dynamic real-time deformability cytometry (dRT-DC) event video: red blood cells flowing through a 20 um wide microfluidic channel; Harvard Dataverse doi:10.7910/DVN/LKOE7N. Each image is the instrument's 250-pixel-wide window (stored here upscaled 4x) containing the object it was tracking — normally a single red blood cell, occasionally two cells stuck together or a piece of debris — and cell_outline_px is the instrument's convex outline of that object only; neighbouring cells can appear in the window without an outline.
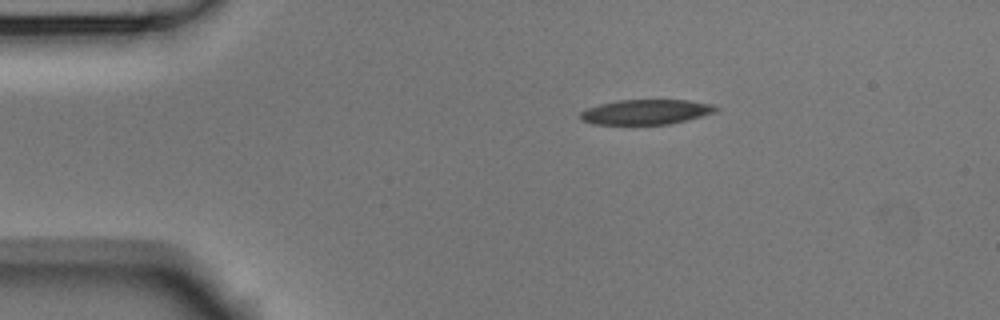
{"species": "Egyptian fruit bat (a non-hibernating species)", "species_latin": "Rousettus aegyptiacus", "temperature_condition": "room temperature", "stored_images_in_passage": 5, "camera_frame_rate_fps": 3000, "um_per_image_px": 0.085, "animal": {"sex": "male"}, "frame": {"image": 1, "passage_image": 1, "time_ms": 0.0, "image_size_px": [1000, 320], "cell_outline_px": [[720, 108], [716, 112], [668, 124], [592, 124], [580, 120], [580, 112], [588, 108], [600, 104], [616, 100], [688, 100], [712, 104]], "centroid_in_image_um": [54.89, 9.51], "position_along_channel_um": 30.1, "area_um2": 19.59}}
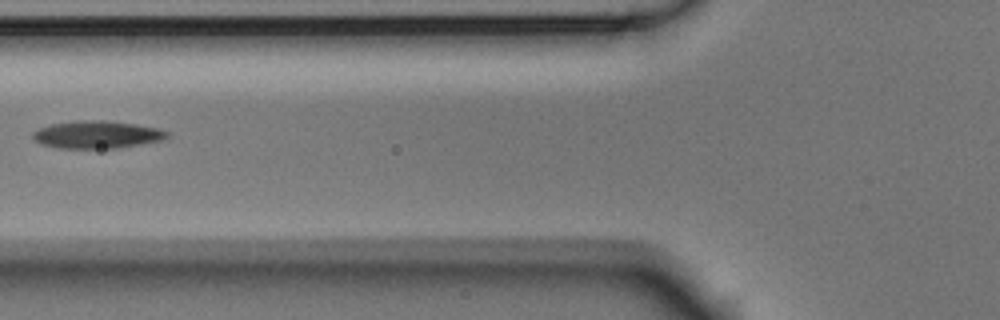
{"frame": {"image": 2, "passage_image": 4, "time_ms": 1.0, "image_size_px": [1000, 320], "cell_outline_px": [[168, 136], [160, 140], [140, 144], [116, 148], [56, 148], [40, 144], [32, 140], [32, 132], [40, 128], [52, 124], [84, 120], [100, 120], [136, 124], [156, 128], [168, 132]], "centroid_in_image_um": [8.17, 11.45], "position_along_channel_um": 117.6, "area_um2": 21.33}}
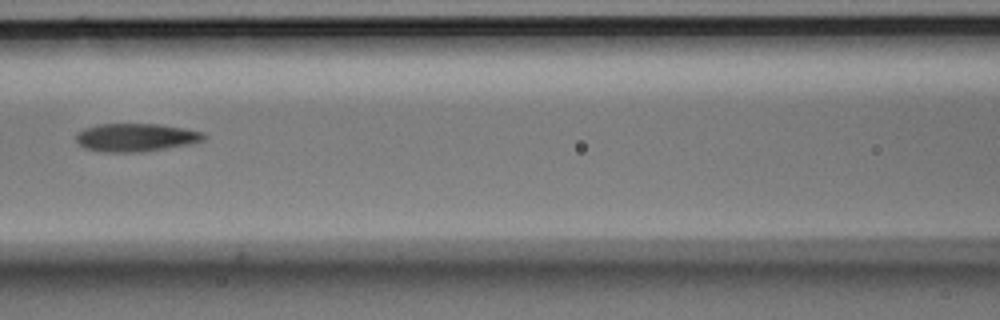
{"frame": {"image": 3, "passage_image": 5, "time_ms": 1.333, "image_size_px": [1000, 320], "cell_outline_px": [[208, 136], [204, 140], [192, 144], [168, 148], [140, 152], [104, 152], [84, 148], [76, 140], [76, 132], [84, 128], [100, 124], [156, 124], [184, 128], [204, 132]], "centroid_in_image_um": [11.58, 11.68], "position_along_channel_um": 155.0, "area_um2": 21.1}}